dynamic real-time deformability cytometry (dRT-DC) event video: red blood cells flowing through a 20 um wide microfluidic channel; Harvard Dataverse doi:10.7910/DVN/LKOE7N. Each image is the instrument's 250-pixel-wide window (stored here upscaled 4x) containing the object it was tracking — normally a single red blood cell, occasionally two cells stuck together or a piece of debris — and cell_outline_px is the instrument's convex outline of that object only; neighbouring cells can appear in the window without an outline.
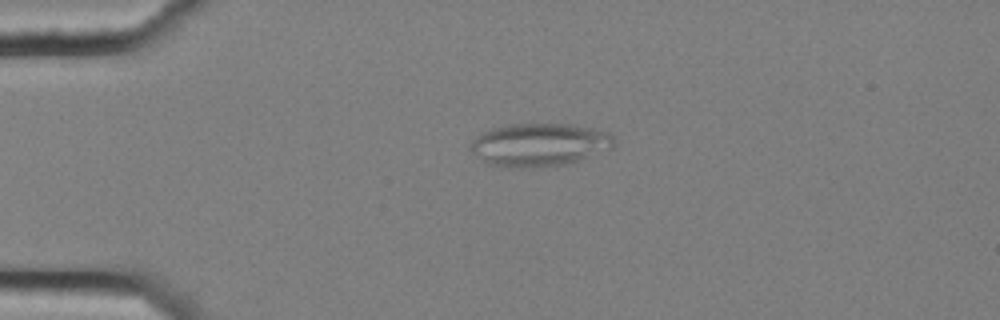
{"species": "common noctule bat (a hibernating species)", "species_latin": "Nyctalus noctula", "temperature_condition": "cold", "stored_images_in_passage": 5, "camera_frame_rate_fps": 3000, "um_per_image_px": 0.085, "animal": {"sex": "female", "body_mass_g": 25.1}, "frame": {"image": 1, "passage_image": 4, "time_ms": 1.0, "image_size_px": [1000, 320], "cell_outline_px": [[612, 148], [564, 164], [536, 168], [500, 168], [488, 164], [472, 152], [468, 148], [468, 144], [480, 132], [492, 128], [508, 124], [572, 124], [592, 128], [608, 132], [612, 136]], "centroid_in_image_um": [45.74, 12.31], "position_along_channel_um": 39.3, "area_um2": 36.13}}